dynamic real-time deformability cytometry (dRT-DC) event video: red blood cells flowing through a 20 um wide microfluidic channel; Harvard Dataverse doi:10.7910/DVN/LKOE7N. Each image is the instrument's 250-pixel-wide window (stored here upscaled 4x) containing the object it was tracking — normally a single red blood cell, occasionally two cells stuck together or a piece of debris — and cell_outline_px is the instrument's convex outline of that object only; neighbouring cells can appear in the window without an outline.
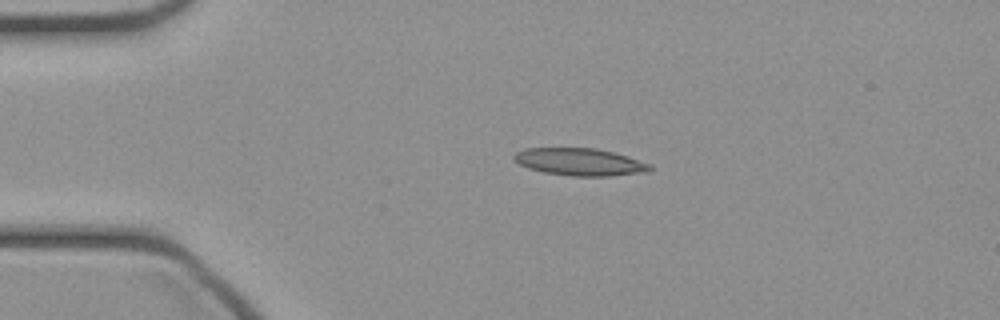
{"species": "common noctule bat (a hibernating species)", "species_latin": "Nyctalus noctula", "temperature_condition": "cold", "stored_images_in_passage": 35, "camera_frame_rate_fps": 3000, "um_per_image_px": 0.085, "animal": {"sex": "female", "body_mass_g": 21.9}, "frame": {"image": 1, "passage_image": 3, "time_ms": 0.667, "image_size_px": [1000, 320], "cell_outline_px": [[652, 168], [648, 172], [608, 176], [572, 176], [544, 172], [528, 168], [512, 160], [512, 156], [516, 152], [524, 148], [596, 148], [628, 156], [652, 164]], "centroid_in_image_um": [49.28, 13.76], "position_along_channel_um": 35.7, "area_um2": 21.79}}
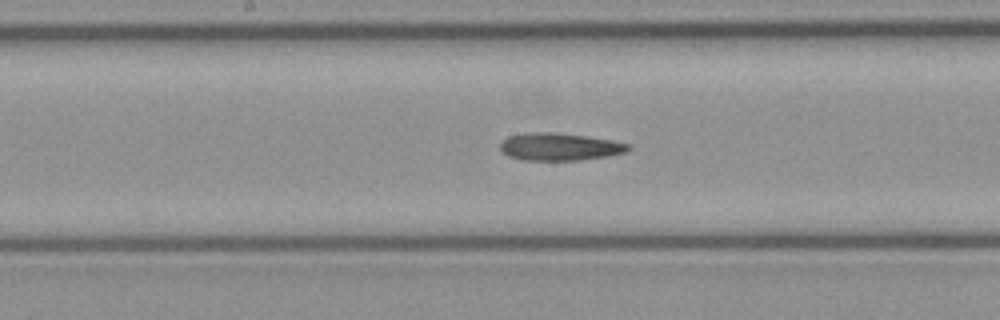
{"frame": {"image": 2, "passage_image": 17, "time_ms": 5.333, "image_size_px": [1000, 320], "cell_outline_px": [[632, 148], [628, 152], [608, 156], [580, 160], [524, 160], [508, 156], [500, 148], [500, 144], [508, 136], [524, 132], [556, 132], [588, 136], [612, 140], [628, 144]], "centroid_in_image_um": [47.59, 12.46], "position_along_channel_um": 200.6, "area_um2": 20.69}}
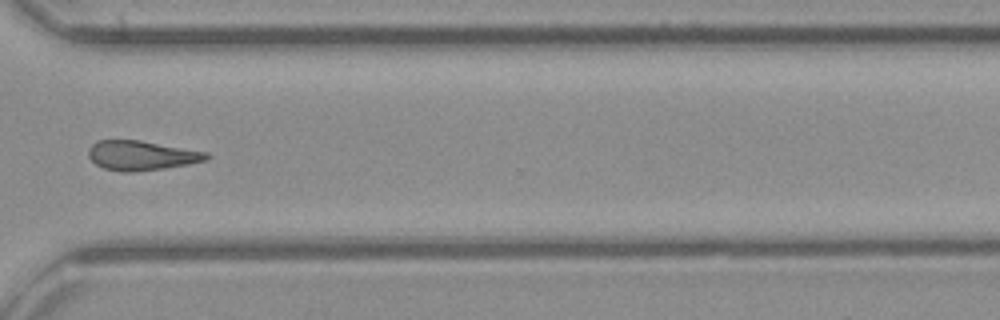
{"frame": {"image": 3, "passage_image": 28, "time_ms": 9.0, "image_size_px": [1000, 320], "cell_outline_px": [[212, 156], [208, 160], [188, 164], [164, 168], [132, 172], [120, 172], [104, 168], [96, 164], [88, 156], [88, 148], [96, 140], [140, 140], [208, 152]], "centroid_in_image_um": [12.04, 13.21], "position_along_channel_um": 358.6, "area_um2": 20.46}}